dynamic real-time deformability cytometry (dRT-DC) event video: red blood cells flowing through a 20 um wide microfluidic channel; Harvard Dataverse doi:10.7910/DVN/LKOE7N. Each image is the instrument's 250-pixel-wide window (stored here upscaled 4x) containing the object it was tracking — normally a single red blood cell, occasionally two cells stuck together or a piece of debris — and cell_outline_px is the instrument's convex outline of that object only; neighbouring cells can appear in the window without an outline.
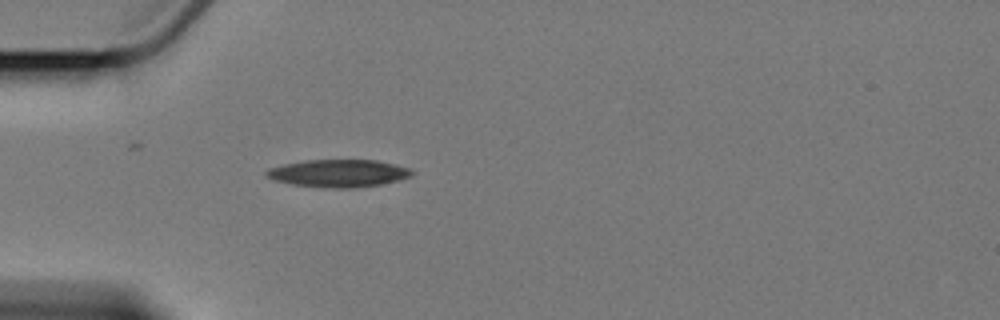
{"species": "Egyptian fruit bat (a non-hibernating species)", "species_latin": "Rousettus aegyptiacus", "temperature_condition": "cold", "stored_images_in_passage": 1, "camera_frame_rate_fps": 3000, "um_per_image_px": 0.085, "animal": {"sex": "female"}, "frame": {"image": 1, "passage_image": 1, "time_ms": 0.0, "image_size_px": [1000, 320], "cell_outline_px": [[416, 172], [412, 176], [380, 184], [352, 188], [324, 188], [292, 184], [276, 180], [264, 176], [264, 172], [268, 168], [284, 164], [304, 160], [376, 160], [396, 164], [412, 168]], "centroid_in_image_um": [28.78, 14.72], "position_along_channel_um": 56.2, "area_um2": 23.52}}